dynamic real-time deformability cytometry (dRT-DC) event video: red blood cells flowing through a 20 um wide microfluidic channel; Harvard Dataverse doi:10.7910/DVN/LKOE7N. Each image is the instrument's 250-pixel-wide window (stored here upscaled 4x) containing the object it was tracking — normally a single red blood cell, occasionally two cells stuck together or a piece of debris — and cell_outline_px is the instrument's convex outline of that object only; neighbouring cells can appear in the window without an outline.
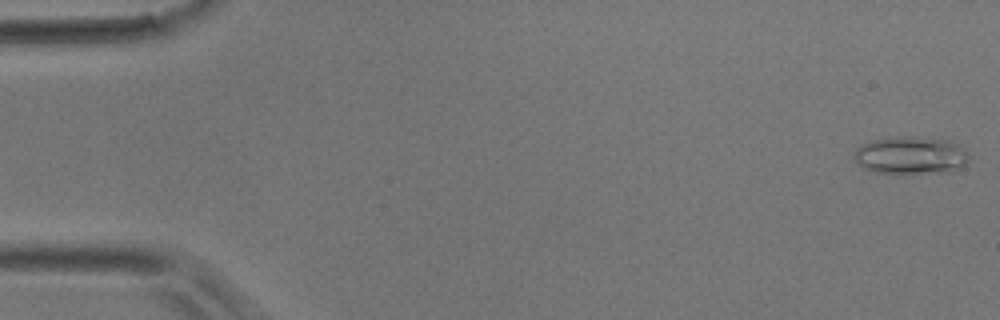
{"species": "common noctule bat (a hibernating species)", "species_latin": "Nyctalus noctula", "temperature_condition": "room temperature", "stored_images_in_passage": 37, "camera_frame_rate_fps": 3000, "um_per_image_px": 0.085, "animal": {"sex": "male", "body_mass_g": 17.9}, "frame": {"image": 1, "passage_image": 1, "time_ms": 0.0, "image_size_px": [1000, 320], "cell_outline_px": [[968, 156], [964, 164], [960, 168], [952, 172], [876, 172], [864, 168], [852, 156], [856, 148], [872, 140], [896, 136], [916, 136], [944, 140], [956, 144], [964, 148], [968, 152]], "centroid_in_image_um": [77.41, 13.18], "position_along_channel_um": 7.6, "area_um2": 24.85}}
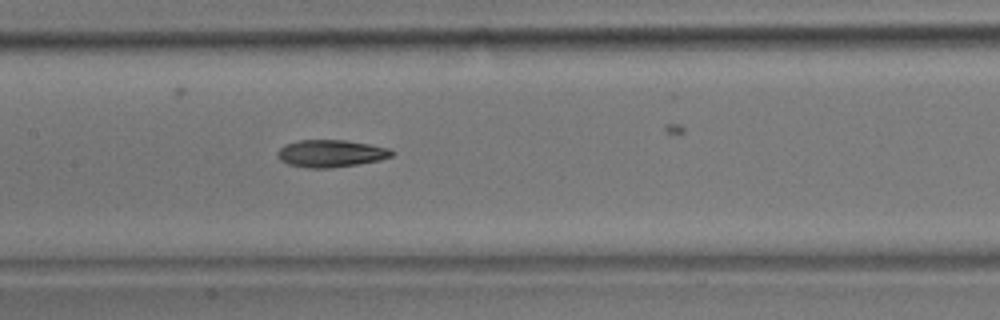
{"frame": {"image": 2, "passage_image": 22, "time_ms": 7.0, "image_size_px": [1000, 320], "cell_outline_px": [[396, 152], [392, 156], [380, 160], [356, 164], [328, 168], [308, 168], [288, 164], [280, 160], [276, 156], [276, 152], [284, 144], [296, 140], [344, 140], [368, 144], [388, 148]], "centroid_in_image_um": [28.08, 13.04], "position_along_channel_um": 179.3, "area_um2": 18.21}}
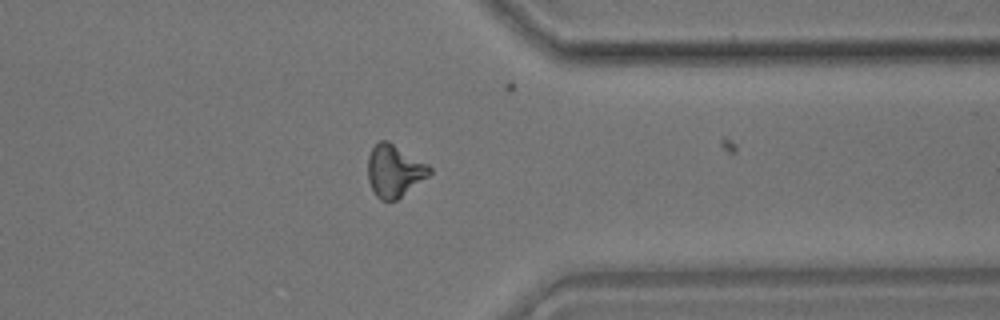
{"frame": {"image": 3, "passage_image": 36, "time_ms": 11.667, "image_size_px": [1000, 320], "cell_outline_px": [[432, 172], [428, 176], [396, 200], [380, 200], [376, 196], [368, 180], [368, 156], [372, 148], [380, 140], [388, 140], [428, 164], [432, 168]], "centroid_in_image_um": [33.52, 14.51], "position_along_channel_um": 377.9, "area_um2": 18.67}}